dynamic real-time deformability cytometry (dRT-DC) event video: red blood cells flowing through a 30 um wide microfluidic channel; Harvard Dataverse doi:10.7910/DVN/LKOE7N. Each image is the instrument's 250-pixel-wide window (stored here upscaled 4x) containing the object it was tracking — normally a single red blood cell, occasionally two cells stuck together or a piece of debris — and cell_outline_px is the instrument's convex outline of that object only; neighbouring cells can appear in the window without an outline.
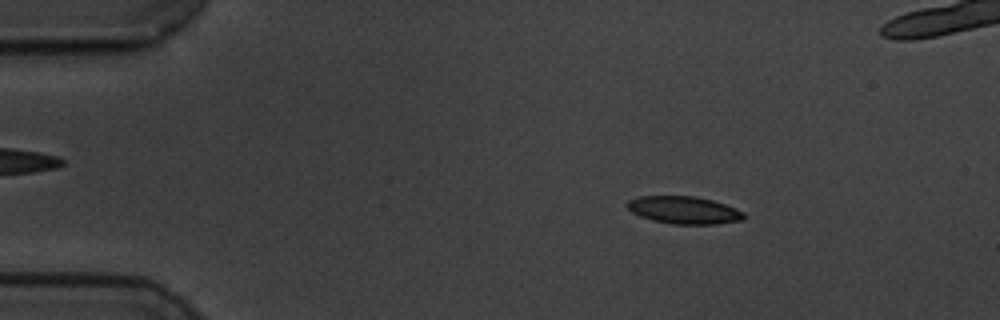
{"species": "common noctule bat (a hibernating species)", "species_latin": "Nyctalus noctula", "temperature_condition": "cold", "stored_images_in_passage": 58, "camera_frame_rate_fps": 3000, "um_per_image_px": 0.085, "animal": {"sex": "male", "body_mass_g": 19.5, "forearm_length_mm": 54.6}, "frame": {"image": 1, "passage_image": 9, "time_ms": 2.667, "image_size_px": [1000, 320], "cell_outline_px": [[748, 216], [744, 220], [716, 224], [672, 224], [652, 220], [640, 216], [632, 212], [624, 204], [628, 200], [640, 196], [696, 196], [712, 200], [736, 208], [744, 212]], "centroid_in_image_um": [58.16, 17.86], "position_along_channel_um": 26.8, "area_um2": 18.9}}
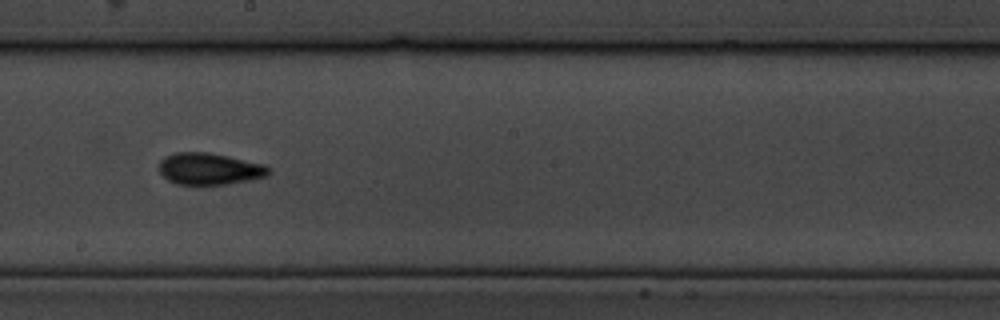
{"frame": {"image": 2, "passage_image": 32, "time_ms": 10.333, "image_size_px": [1000, 320], "cell_outline_px": [[272, 172], [268, 176], [228, 184], [176, 184], [168, 180], [160, 172], [160, 160], [164, 156], [176, 152], [208, 152], [228, 156], [264, 164], [272, 168]], "centroid_in_image_um": [17.84, 14.34], "position_along_channel_um": 230.4, "area_um2": 20.35}}
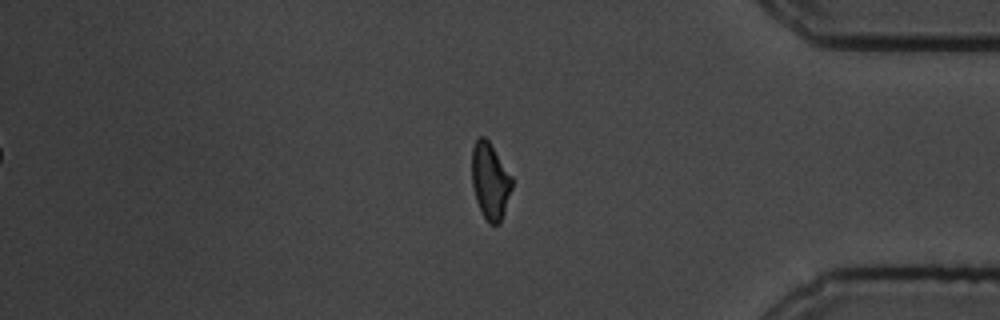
{"frame": {"image": 3, "passage_image": 48, "time_ms": 15.667, "image_size_px": [1000, 320], "cell_outline_px": [[512, 188], [500, 224], [488, 224], [480, 212], [476, 200], [472, 184], [472, 148], [476, 136], [484, 136], [488, 140], [512, 176]], "centroid_in_image_um": [41.65, 15.39], "position_along_channel_um": 393.6, "area_um2": 18.03}, "authors_computed_cell_mechanics": {"area_um2": 18.8139, "velocity_mm_per_s": 3.5034, "shape_relaxation_time_tau1_ms": 3.3905, "shape_relaxation_time_tau2_ms": 1.6624, "deformation_change_tau1": 0.1412, "deformation_change_tau2": 0.0779}}